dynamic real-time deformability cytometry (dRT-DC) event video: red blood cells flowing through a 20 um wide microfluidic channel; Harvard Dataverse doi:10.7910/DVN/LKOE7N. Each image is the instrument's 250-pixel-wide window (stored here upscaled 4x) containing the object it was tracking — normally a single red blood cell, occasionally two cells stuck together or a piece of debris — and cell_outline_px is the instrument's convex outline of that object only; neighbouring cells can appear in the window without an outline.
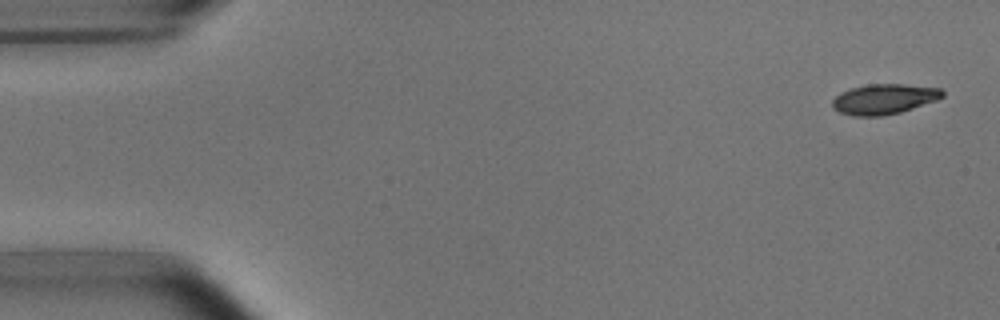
{"species": "common noctule bat (a hibernating species)", "species_latin": "Nyctalus noctula", "temperature_condition": "room temperature", "stored_images_in_passage": 4, "camera_frame_rate_fps": 3000, "um_per_image_px": 0.085, "animal": {"sex": "male", "body_mass_g": 15.6}, "frame": {"image": 1, "passage_image": 1, "time_ms": 0.0, "image_size_px": [1000, 320], "cell_outline_px": [[944, 96], [936, 100], [900, 112], [880, 116], [852, 116], [840, 112], [832, 108], [832, 100], [840, 92], [852, 88], [868, 84], [904, 84], [940, 88], [944, 92]], "centroid_in_image_um": [75.12, 8.42], "position_along_channel_um": 9.9, "area_um2": 19.31}}
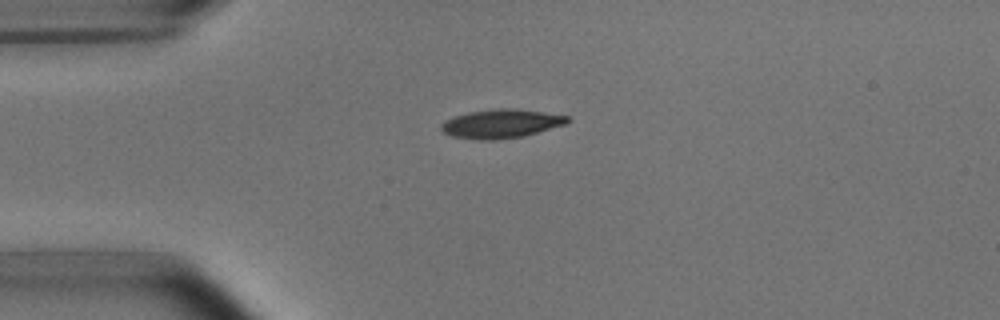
{"frame": {"image": 2, "passage_image": 4, "time_ms": 3.667, "image_size_px": [1000, 320], "cell_outline_px": [[572, 120], [564, 124], [524, 136], [492, 140], [480, 140], [452, 136], [444, 132], [440, 128], [440, 124], [444, 120], [468, 112], [500, 108], [512, 108], [544, 112], [568, 116]], "centroid_in_image_um": [42.58, 10.51], "position_along_channel_um": 42.4, "area_um2": 21.04}}